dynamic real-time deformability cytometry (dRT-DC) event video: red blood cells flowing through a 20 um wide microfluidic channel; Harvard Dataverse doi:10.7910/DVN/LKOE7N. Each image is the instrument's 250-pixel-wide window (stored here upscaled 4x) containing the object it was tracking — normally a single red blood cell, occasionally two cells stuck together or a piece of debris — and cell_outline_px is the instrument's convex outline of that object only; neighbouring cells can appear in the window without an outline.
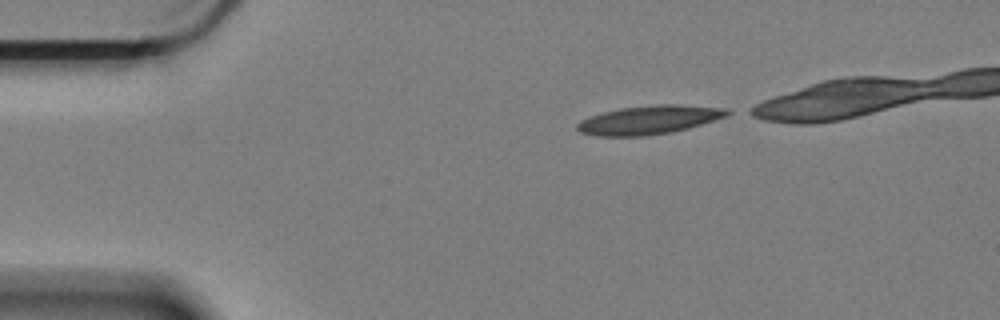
{"species": "Egyptian fruit bat (a non-hibernating species)", "species_latin": "Rousettus aegyptiacus", "temperature_condition": "cold", "stored_images_in_passage": 39, "camera_frame_rate_fps": 3000, "um_per_image_px": 0.085, "animal": {"sex": "female"}, "frame": {"image": 1, "passage_image": 1, "time_ms": 0.0, "image_size_px": [1000, 320], "cell_outline_px": [[736, 112], [728, 116], [688, 128], [672, 132], [644, 136], [596, 136], [580, 132], [576, 128], [576, 124], [580, 120], [604, 112], [620, 108], [656, 104], [676, 104], [728, 108]], "centroid_in_image_um": [55.23, 10.18], "position_along_channel_um": 29.8, "area_um2": 25.26}}
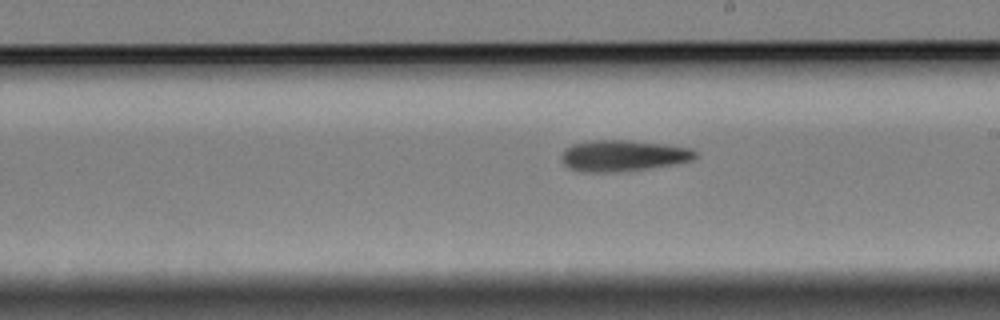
{"frame": {"image": 2, "passage_image": 24, "time_ms": 7.667, "image_size_px": [1000, 320], "cell_outline_px": [[700, 156], [692, 160], [676, 164], [648, 168], [616, 172], [580, 172], [568, 168], [560, 160], [560, 156], [564, 148], [572, 144], [588, 140], [624, 140], [664, 144], [692, 148]], "centroid_in_image_um": [52.93, 13.23], "position_along_channel_um": 236.1, "area_um2": 24.68}}
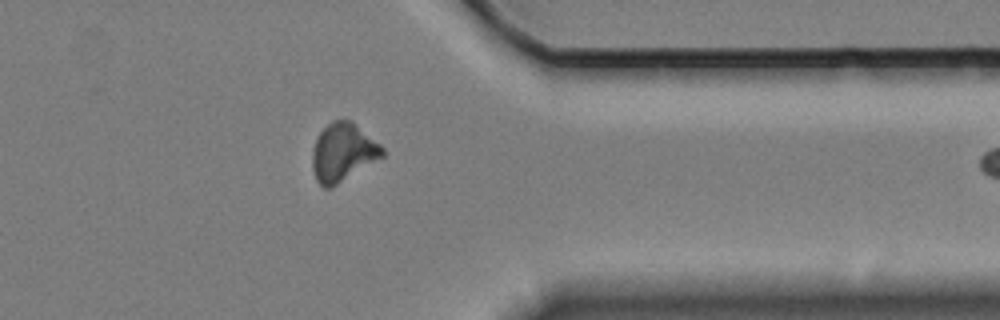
{"frame": {"image": 3, "passage_image": 38, "time_ms": 12.333, "image_size_px": [1000, 320], "cell_outline_px": [[384, 156], [332, 188], [324, 188], [316, 180], [312, 168], [312, 152], [316, 140], [320, 132], [332, 120], [352, 120], [380, 144], [384, 148]], "centroid_in_image_um": [29.15, 12.96], "position_along_channel_um": 382.2, "area_um2": 23.81}}